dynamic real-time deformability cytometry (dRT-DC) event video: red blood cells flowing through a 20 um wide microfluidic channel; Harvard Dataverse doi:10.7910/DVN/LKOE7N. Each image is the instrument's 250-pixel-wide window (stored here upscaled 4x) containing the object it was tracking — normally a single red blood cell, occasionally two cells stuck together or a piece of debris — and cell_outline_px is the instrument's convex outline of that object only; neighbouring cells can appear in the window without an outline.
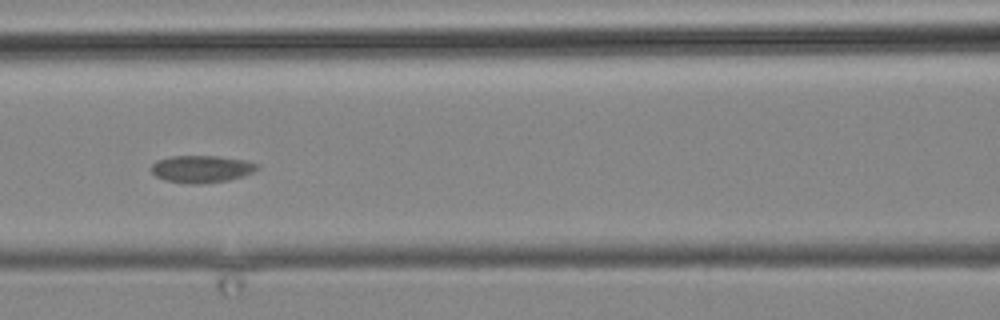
{"species": "common noctule bat (a hibernating species)", "species_latin": "Nyctalus noctula", "temperature_condition": "cold", "stored_images_in_passage": 3, "camera_frame_rate_fps": 3000, "um_per_image_px": 0.085, "animal": {"sex": "male", "body_mass_g": 19.2, "forearm_length_mm": 51.8}, "frame": {"image": 1, "passage_image": 3, "time_ms": 2.667, "image_size_px": [1000, 320], "cell_outline_px": [[256, 168], [252, 172], [244, 176], [228, 180], [200, 184], [192, 184], [164, 180], [156, 176], [148, 168], [156, 160], [172, 156], [216, 156], [244, 160], [256, 164]], "centroid_in_image_um": [17.05, 14.36], "position_along_channel_um": 149.5, "area_um2": 16.7}}